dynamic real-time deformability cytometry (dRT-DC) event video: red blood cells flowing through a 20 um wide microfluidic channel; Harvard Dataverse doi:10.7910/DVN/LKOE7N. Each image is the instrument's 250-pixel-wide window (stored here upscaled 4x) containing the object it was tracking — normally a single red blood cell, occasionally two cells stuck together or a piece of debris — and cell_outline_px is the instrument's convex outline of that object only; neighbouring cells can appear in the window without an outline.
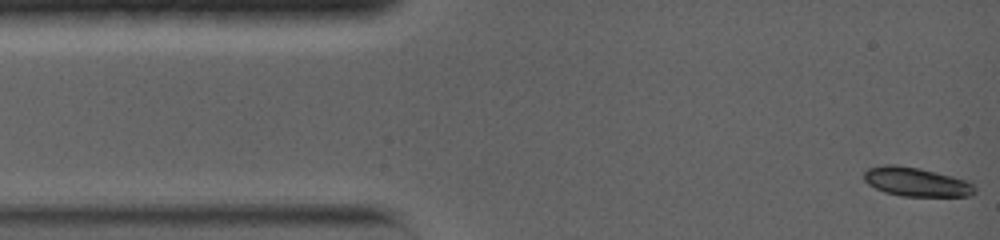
{"species": "common noctule bat (a hibernating species)", "species_latin": "Nyctalus noctula", "temperature_condition": "warm", "stored_images_in_passage": 71, "camera_frame_rate_fps": 5000, "um_per_image_px": 0.085, "animal": {"sex": "female", "body_mass_g": 19.0, "forearm_length_mm": 56.7}, "frame": {"image": 1, "passage_image": 1, "time_ms": 0.0, "image_size_px": [1000, 240], "cell_outline_px": [[976, 192], [968, 196], [900, 196], [884, 192], [868, 184], [864, 180], [864, 172], [868, 168], [884, 164], [896, 164], [920, 168], [968, 180], [976, 188]], "centroid_in_image_um": [77.87, 15.45], "position_along_channel_um": 7.1, "area_um2": 18.84}}
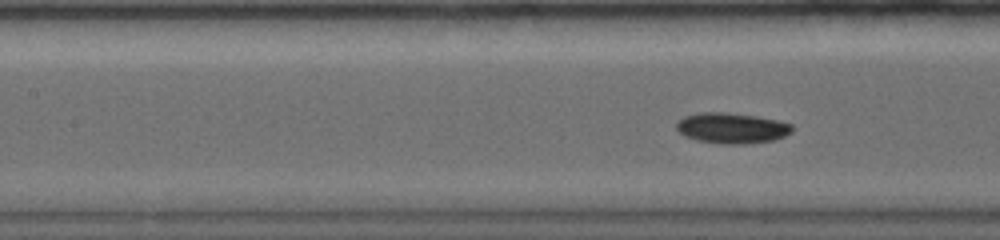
{"frame": {"image": 2, "passage_image": 29, "time_ms": 5.6, "image_size_px": [1000, 240], "cell_outline_px": [[792, 132], [776, 140], [744, 144], [720, 144], [696, 140], [684, 136], [676, 128], [676, 120], [684, 116], [700, 112], [728, 112], [756, 116], [776, 120], [792, 124]], "centroid_in_image_um": [62.17, 10.89], "position_along_channel_um": 145.2, "area_um2": 20.87}}
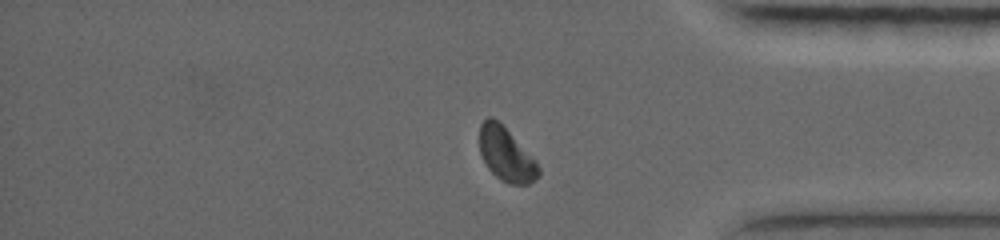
{"frame": {"image": 3, "passage_image": 63, "time_ms": 12.4, "image_size_px": [1000, 240], "cell_outline_px": [[540, 176], [528, 184], [508, 184], [500, 180], [488, 168], [480, 152], [480, 124], [488, 116], [492, 116], [536, 160], [540, 168]], "centroid_in_image_um": [43.03, 13.16], "position_along_channel_um": 392.2, "area_um2": 18.15}, "authors_computed_cell_mechanics": {"area_um2": 19.941, "velocity_mm_per_s": 3.8276, "shape_relaxation_time_tau1_ms": 4.267, "shape_relaxation_time_tau2_ms": null, "deformation_change_tau1": 0.127, "deformation_change_tau2": null}}